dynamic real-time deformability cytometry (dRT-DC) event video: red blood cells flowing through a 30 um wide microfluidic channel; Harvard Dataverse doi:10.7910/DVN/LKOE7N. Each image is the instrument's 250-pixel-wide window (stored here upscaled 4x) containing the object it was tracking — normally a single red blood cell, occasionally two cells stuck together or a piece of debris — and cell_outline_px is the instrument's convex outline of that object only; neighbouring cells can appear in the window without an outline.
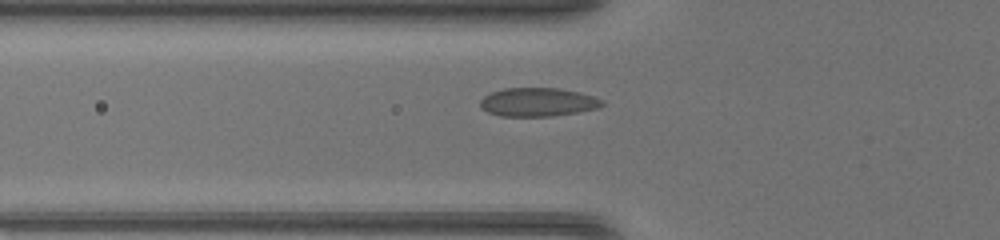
{"species": "common noctule bat (a hibernating species)", "species_latin": "Nyctalus noctula", "temperature_condition": "warm", "stored_images_in_passage": 39, "camera_frame_rate_fps": 3000, "um_per_image_px": 0.085, "animal": {"sex": "female", "body_mass_g": 17.0, "forearm_length_mm": 48.0}, "frame": {"image": 1, "passage_image": 11, "time_ms": 3.333, "image_size_px": [1000, 240], "cell_outline_px": [[604, 104], [600, 108], [552, 116], [500, 116], [488, 112], [480, 108], [480, 100], [484, 96], [492, 92], [504, 88], [560, 88], [592, 96], [604, 100]], "centroid_in_image_um": [45.7, 8.68], "position_along_channel_um": 80.1, "area_um2": 20.29}}
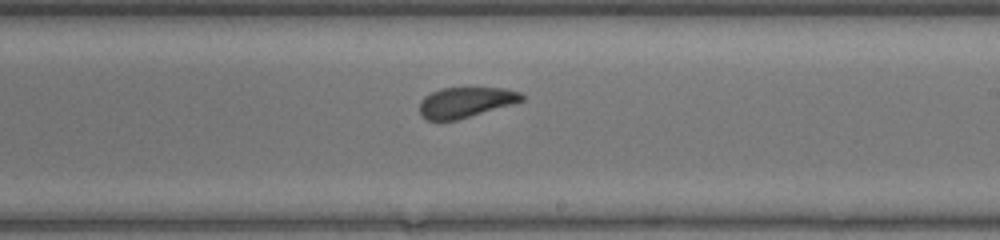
{"frame": {"image": 2, "passage_image": 23, "time_ms": 7.333, "image_size_px": [1000, 240], "cell_outline_px": [[524, 100], [456, 120], [428, 120], [420, 112], [420, 100], [424, 96], [440, 88], [504, 88], [520, 92], [524, 96]], "centroid_in_image_um": [39.56, 8.68], "position_along_channel_um": 249.4, "area_um2": 17.74}}
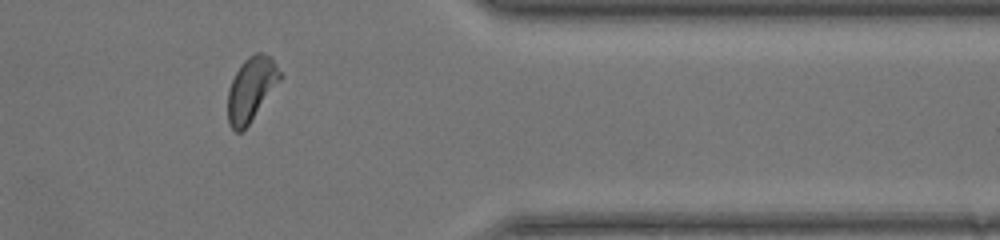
{"frame": {"image": 3, "passage_image": 34, "time_ms": 11.0, "image_size_px": [1000, 240], "cell_outline_px": [[280, 80], [248, 124], [240, 132], [236, 132], [228, 124], [228, 88], [240, 64], [248, 56], [256, 52], [260, 52], [272, 56], [280, 72]], "centroid_in_image_um": [21.33, 7.53], "position_along_channel_um": 390.1, "area_um2": 19.13}}